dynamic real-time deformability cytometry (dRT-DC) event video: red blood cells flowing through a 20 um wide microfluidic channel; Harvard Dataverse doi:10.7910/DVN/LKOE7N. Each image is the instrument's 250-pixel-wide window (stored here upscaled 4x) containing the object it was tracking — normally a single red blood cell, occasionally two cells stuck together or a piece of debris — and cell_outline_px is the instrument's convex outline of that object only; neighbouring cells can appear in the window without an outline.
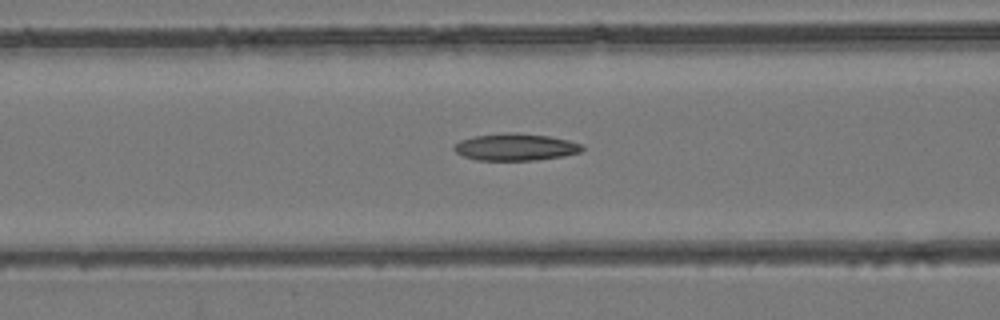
{"species": "common noctule bat (a hibernating species)", "species_latin": "Nyctalus noctula", "temperature_condition": "room temperature", "stored_images_in_passage": 37, "camera_frame_rate_fps": 3000, "um_per_image_px": 0.085, "animal": {"sex": "female", "body_mass_g": 24.6, "forearm_length_mm": 56.2}, "frame": {"image": 1, "passage_image": 19, "time_ms": 6.0, "image_size_px": [1000, 320], "cell_outline_px": [[584, 148], [580, 152], [564, 156], [536, 160], [476, 160], [464, 156], [456, 152], [452, 148], [460, 140], [472, 136], [508, 132], [516, 132], [548, 136], [568, 140], [580, 144]], "centroid_in_image_um": [43.8, 12.49], "position_along_channel_um": 122.8, "area_um2": 20.17}}
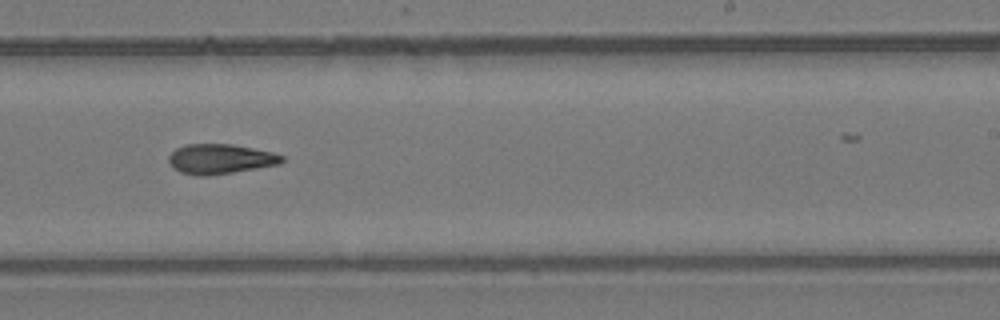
{"frame": {"image": 2, "passage_image": 29, "time_ms": 9.333, "image_size_px": [1000, 320], "cell_outline_px": [[284, 160], [280, 164], [208, 176], [200, 176], [180, 172], [168, 160], [168, 156], [176, 148], [184, 144], [232, 144], [272, 152], [284, 156]], "centroid_in_image_um": [18.73, 13.5], "position_along_channel_um": 270.3, "area_um2": 19.54}}
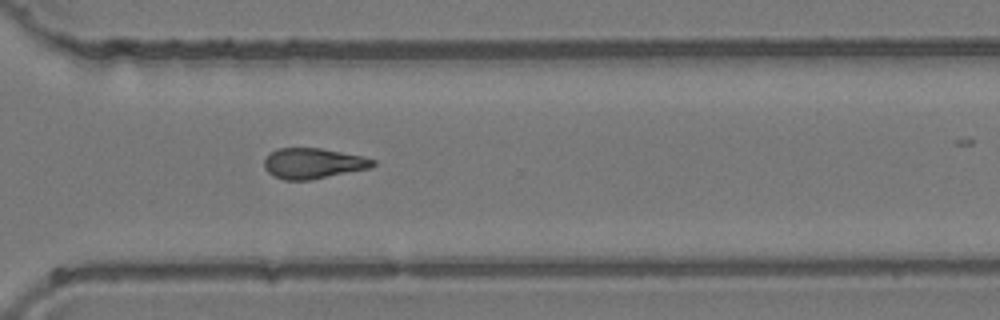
{"frame": {"image": 3, "passage_image": 34, "time_ms": 11.0, "image_size_px": [1000, 320], "cell_outline_px": [[376, 164], [372, 168], [312, 180], [284, 180], [272, 176], [264, 168], [264, 160], [276, 148], [320, 148], [364, 156], [376, 160]], "centroid_in_image_um": [26.65, 13.9], "position_along_channel_um": 344.0, "area_um2": 19.59}}